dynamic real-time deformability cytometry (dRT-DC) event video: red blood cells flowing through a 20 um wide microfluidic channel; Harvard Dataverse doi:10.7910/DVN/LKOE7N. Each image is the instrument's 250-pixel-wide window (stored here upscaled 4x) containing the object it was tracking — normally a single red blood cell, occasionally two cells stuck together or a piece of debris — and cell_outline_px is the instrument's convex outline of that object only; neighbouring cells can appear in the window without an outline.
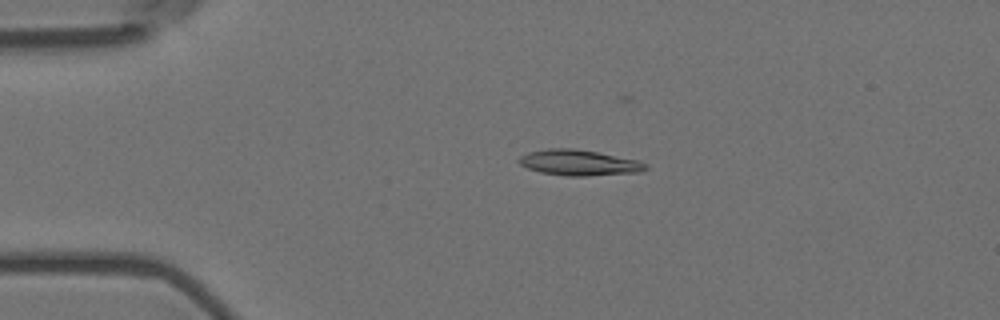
{"species": "Egyptian fruit bat (a non-hibernating species)", "species_latin": "Rousettus aegyptiacus", "temperature_condition": "room temperature", "stored_images_in_passage": 5, "camera_frame_rate_fps": 3000, "um_per_image_px": 0.085, "animal": {"sex": "female"}, "frame": {"image": 1, "passage_image": 4, "time_ms": 1.0, "image_size_px": [1000, 320], "cell_outline_px": [[648, 168], [640, 172], [588, 176], [568, 176], [540, 172], [528, 168], [520, 164], [516, 160], [520, 156], [528, 152], [548, 148], [576, 148], [640, 160], [648, 164]], "centroid_in_image_um": [49.23, 13.82], "position_along_channel_um": 35.8, "area_um2": 19.19}}